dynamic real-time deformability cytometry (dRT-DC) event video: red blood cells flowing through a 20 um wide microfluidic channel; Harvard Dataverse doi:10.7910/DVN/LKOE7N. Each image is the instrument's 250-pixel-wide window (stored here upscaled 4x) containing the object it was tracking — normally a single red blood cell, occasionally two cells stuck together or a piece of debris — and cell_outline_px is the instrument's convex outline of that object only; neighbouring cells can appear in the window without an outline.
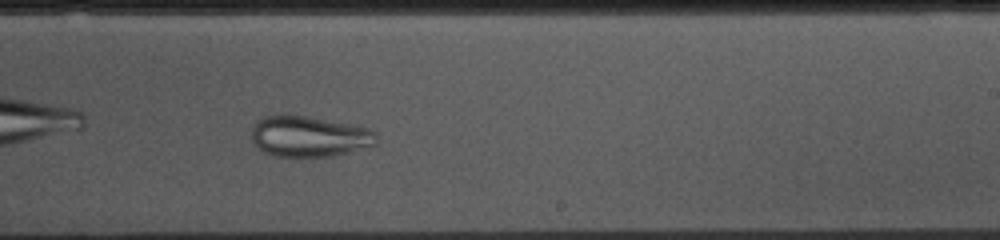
{"species": "common noctule bat (a hibernating species)", "species_latin": "Nyctalus noctula", "temperature_condition": "cold", "stored_images_in_passage": 52, "camera_frame_rate_fps": 3000, "um_per_image_px": 0.085, "animal": {"sex": "female", "body_mass_g": 10.0, "forearm_length_mm": 53.1}, "frame": {"image": 1, "passage_image": 30, "time_ms": 9.667, "image_size_px": [1000, 240], "cell_outline_px": [[376, 144], [336, 156], [276, 156], [264, 152], [252, 144], [252, 128], [256, 120], [264, 116], [304, 116], [352, 124], [368, 128], [376, 132]], "centroid_in_image_um": [26.26, 11.61], "position_along_channel_um": 262.7, "area_um2": 29.54}}